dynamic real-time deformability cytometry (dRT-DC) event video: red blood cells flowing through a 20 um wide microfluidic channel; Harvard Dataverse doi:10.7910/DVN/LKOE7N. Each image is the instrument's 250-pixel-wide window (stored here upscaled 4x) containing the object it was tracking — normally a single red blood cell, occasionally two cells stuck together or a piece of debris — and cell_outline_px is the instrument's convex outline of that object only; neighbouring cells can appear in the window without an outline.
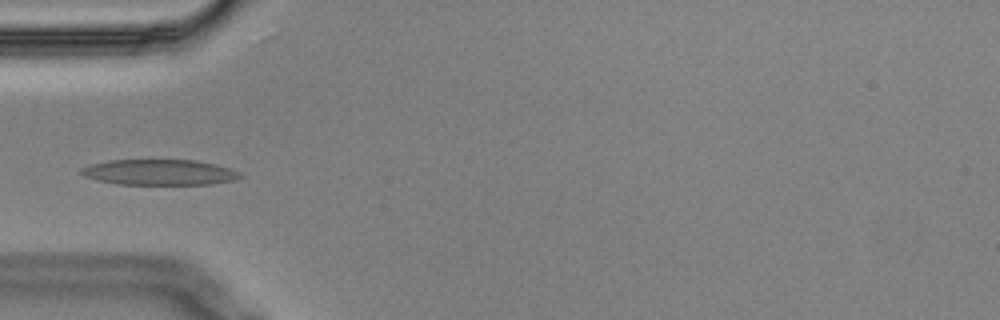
{"species": "Egyptian fruit bat (a non-hibernating species)", "species_latin": "Rousettus aegyptiacus", "temperature_condition": "cold", "stored_images_in_passage": 7, "camera_frame_rate_fps": 3000, "um_per_image_px": 0.085, "animal": {"sex": "male"}, "frame": {"image": 1, "passage_image": 5, "time_ms": 1.333, "image_size_px": [1000, 320], "cell_outline_px": [[244, 176], [236, 180], [212, 184], [120, 184], [96, 180], [84, 176], [80, 172], [80, 168], [92, 164], [108, 160], [196, 160], [216, 164], [240, 172]], "centroid_in_image_um": [13.57, 14.64], "position_along_channel_um": 71.4, "area_um2": 23.76}}
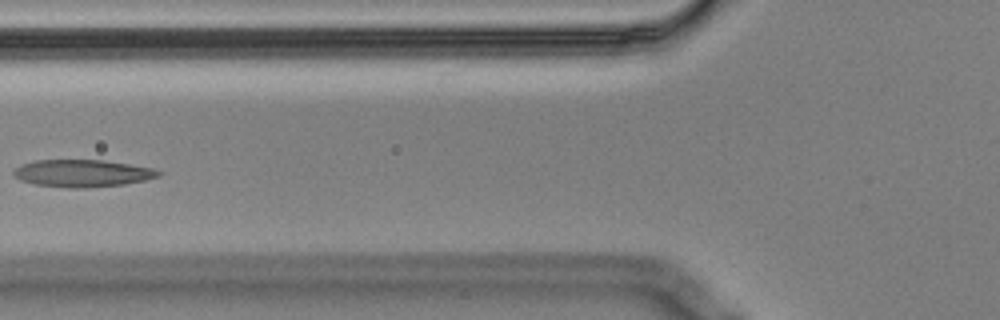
{"frame": {"image": 2, "passage_image": 6, "time_ms": 1.667, "image_size_px": [1000, 320], "cell_outline_px": [[164, 172], [160, 176], [144, 180], [124, 184], [88, 188], [68, 188], [36, 184], [20, 180], [12, 176], [12, 172], [20, 164], [32, 160], [104, 160], [152, 168]], "centroid_in_image_um": [6.97, 14.73], "position_along_channel_um": 118.8, "area_um2": 23.18}}